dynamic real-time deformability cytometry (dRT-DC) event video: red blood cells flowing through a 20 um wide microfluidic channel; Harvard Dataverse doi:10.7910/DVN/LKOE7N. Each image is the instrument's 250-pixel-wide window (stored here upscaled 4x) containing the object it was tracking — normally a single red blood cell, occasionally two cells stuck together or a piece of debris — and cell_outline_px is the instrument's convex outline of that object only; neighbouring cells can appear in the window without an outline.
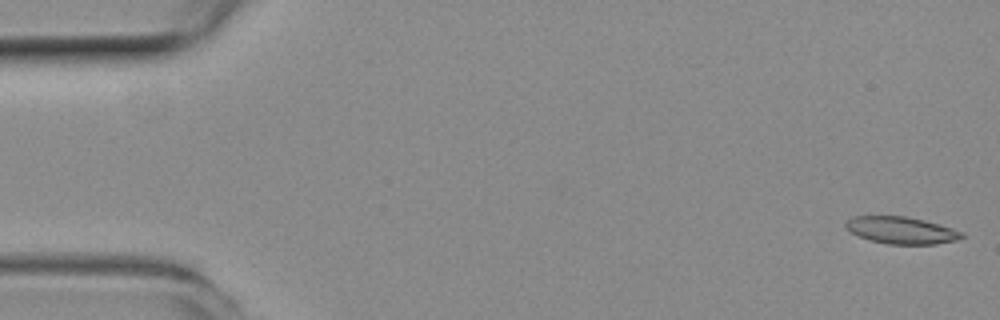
{"species": "common noctule bat (a hibernating species)", "species_latin": "Nyctalus noctula", "temperature_condition": "room temperature", "stored_images_in_passage": 51, "camera_frame_rate_fps": 3000, "um_per_image_px": 0.085, "animal": {"sex": "female", "body_mass_g": 19.3, "forearm_length_mm": 54.1}, "frame": {"image": 1, "passage_image": 1, "time_ms": 0.0, "image_size_px": [1000, 320], "cell_outline_px": [[964, 236], [956, 240], [936, 244], [888, 244], [872, 240], [860, 236], [852, 232], [844, 224], [848, 220], [856, 216], [904, 216], [924, 220], [952, 228], [964, 232]], "centroid_in_image_um": [76.66, 19.57], "position_along_channel_um": 8.3, "area_um2": 17.98}}
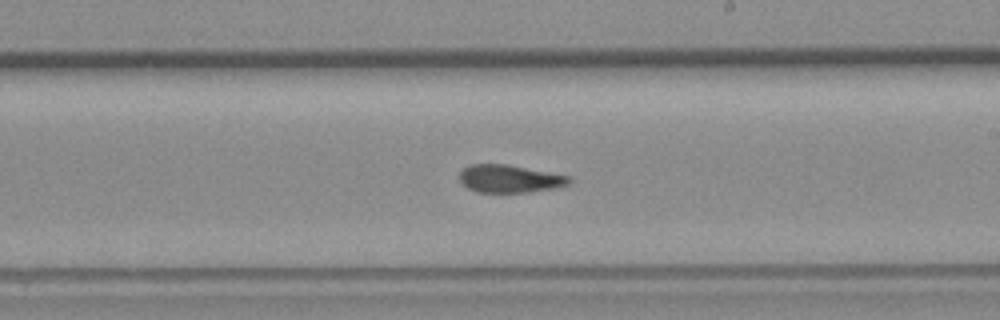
{"frame": {"image": 2, "passage_image": 29, "time_ms": 9.333, "image_size_px": [1000, 320], "cell_outline_px": [[572, 180], [568, 184], [556, 188], [528, 192], [476, 192], [468, 188], [460, 180], [460, 172], [468, 164], [504, 164], [572, 176]], "centroid_in_image_um": [43.34, 15.19], "position_along_channel_um": 245.7, "area_um2": 17.69}}
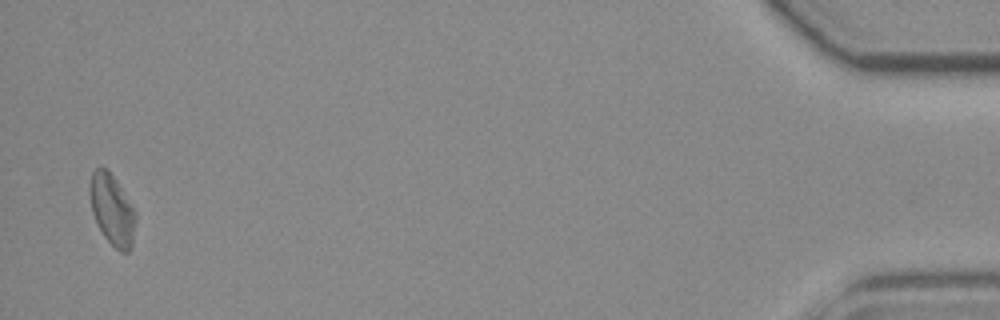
{"frame": {"image": 3, "passage_image": 50, "time_ms": 16.333, "image_size_px": [1000, 320], "cell_outline_px": [[136, 216], [132, 248], [128, 252], [120, 252], [104, 236], [92, 212], [88, 188], [92, 172], [96, 168], [108, 168], [136, 208]], "centroid_in_image_um": [9.55, 17.8], "position_along_channel_um": 425.6, "area_um2": 19.19}, "authors_computed_cell_mechanics": {"area_um2": 18.8428, "velocity_mm_per_s": 3.9314, "shape_relaxation_time_tau1_ms": null, "shape_relaxation_time_tau2_ms": 2.9283, "deformation_change_tau1": null, "deformation_change_tau2": 0.0999}}